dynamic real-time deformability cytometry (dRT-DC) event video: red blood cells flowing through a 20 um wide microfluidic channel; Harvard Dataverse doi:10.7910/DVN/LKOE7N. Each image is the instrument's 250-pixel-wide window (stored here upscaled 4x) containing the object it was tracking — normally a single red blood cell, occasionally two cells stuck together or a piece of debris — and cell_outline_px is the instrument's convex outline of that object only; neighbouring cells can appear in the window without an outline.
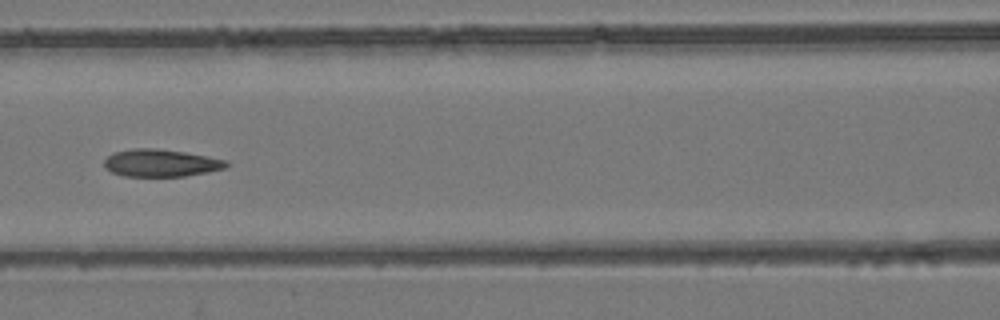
{"species": "common noctule bat (a hibernating species)", "species_latin": "Nyctalus noctula", "temperature_condition": "room temperature", "stored_images_in_passage": 7, "camera_frame_rate_fps": 3000, "um_per_image_px": 0.085, "animal": {"sex": "female", "body_mass_g": 24.6, "forearm_length_mm": 56.2}, "frame": {"image": 1, "passage_image": 6, "time_ms": 1.667, "image_size_px": [1000, 320], "cell_outline_px": [[228, 164], [224, 168], [184, 176], [124, 176], [112, 172], [104, 168], [104, 160], [112, 152], [132, 148], [156, 148], [184, 152], [208, 156], [228, 160]], "centroid_in_image_um": [13.62, 13.84], "position_along_channel_um": 153.0, "area_um2": 19.48}}
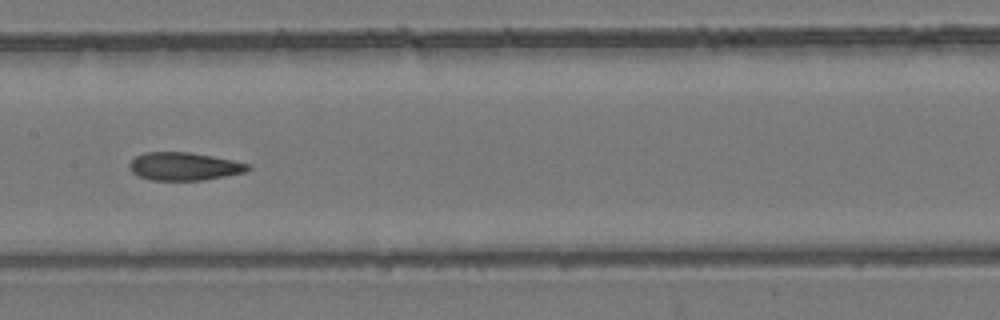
{"frame": {"image": 2, "passage_image": 7, "time_ms": 2.0, "image_size_px": [1000, 320], "cell_outline_px": [[252, 168], [244, 172], [204, 180], [152, 180], [140, 176], [132, 172], [128, 168], [128, 164], [136, 156], [144, 152], [188, 152], [212, 156], [252, 164]], "centroid_in_image_um": [15.65, 14.14], "position_along_channel_um": 191.7, "area_um2": 19.31}}